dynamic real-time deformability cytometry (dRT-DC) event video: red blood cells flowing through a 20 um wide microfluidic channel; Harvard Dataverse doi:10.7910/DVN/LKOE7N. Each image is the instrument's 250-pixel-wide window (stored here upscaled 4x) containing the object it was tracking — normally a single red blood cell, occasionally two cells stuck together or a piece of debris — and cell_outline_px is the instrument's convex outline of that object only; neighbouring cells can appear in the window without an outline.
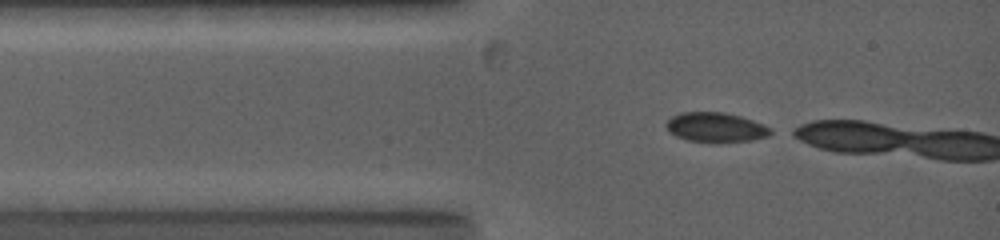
{"species": "common noctule bat (a hibernating species)", "species_latin": "Nyctalus noctula", "temperature_condition": "warm", "stored_images_in_passage": 4, "camera_frame_rate_fps": 5000, "um_per_image_px": 0.085, "animal": {"sex": "female", "body_mass_g": 19.0, "forearm_length_mm": 53.3}, "frame": {"image": 1, "passage_image": 1, "time_ms": 0.0, "image_size_px": [1000, 240], "cell_outline_px": [[776, 132], [768, 136], [752, 140], [720, 144], [712, 144], [688, 140], [676, 136], [668, 132], [664, 124], [672, 116], [680, 112], [724, 112], [740, 116], [752, 120], [772, 128]], "centroid_in_image_um": [60.85, 10.85], "position_along_channel_um": 24.2, "area_um2": 18.67}}